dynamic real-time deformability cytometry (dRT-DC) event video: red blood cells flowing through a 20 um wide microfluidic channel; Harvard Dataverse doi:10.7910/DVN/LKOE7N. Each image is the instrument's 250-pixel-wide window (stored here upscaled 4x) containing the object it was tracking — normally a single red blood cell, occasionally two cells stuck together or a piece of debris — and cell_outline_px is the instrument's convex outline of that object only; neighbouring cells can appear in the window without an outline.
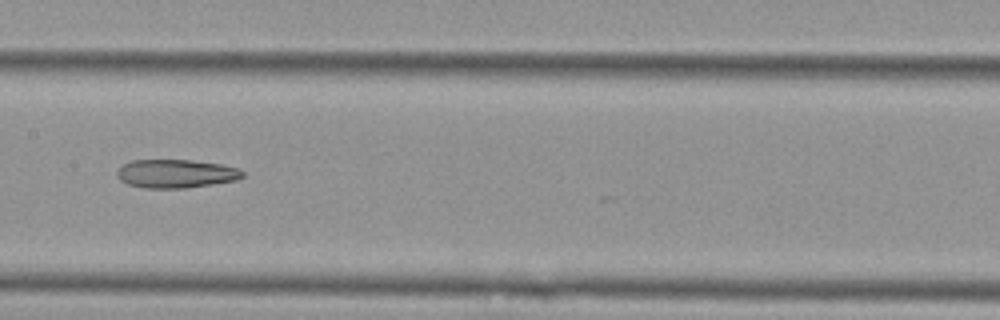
{"species": "Egyptian fruit bat (a non-hibernating species)", "species_latin": "Rousettus aegyptiacus", "temperature_condition": "cold", "stored_images_in_passage": 6, "camera_frame_rate_fps": 3000, "um_per_image_px": 0.085, "animal": {"sex": "female"}, "frame": {"image": 1, "passage_image": 6, "time_ms": 1.667, "image_size_px": [1000, 320], "cell_outline_px": [[244, 176], [236, 180], [212, 184], [184, 188], [144, 188], [128, 184], [120, 180], [116, 176], [116, 172], [124, 164], [132, 160], [192, 160], [220, 164], [236, 168], [244, 172]], "centroid_in_image_um": [14.93, 14.76], "position_along_channel_um": 192.5, "area_um2": 20.75}}